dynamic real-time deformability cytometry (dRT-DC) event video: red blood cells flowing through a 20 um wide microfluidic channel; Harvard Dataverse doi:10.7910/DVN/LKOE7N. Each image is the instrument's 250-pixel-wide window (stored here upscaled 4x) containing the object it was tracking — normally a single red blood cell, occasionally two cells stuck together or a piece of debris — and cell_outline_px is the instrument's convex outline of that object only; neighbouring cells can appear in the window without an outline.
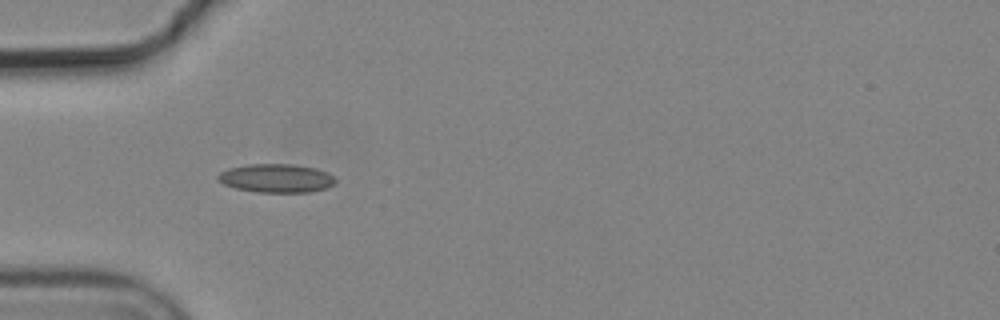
{"species": "common noctule bat (a hibernating species)", "species_latin": "Nyctalus noctula", "temperature_condition": "cold", "stored_images_in_passage": 12, "camera_frame_rate_fps": 3000, "um_per_image_px": 0.085, "animal": {"sex": "male", "body_mass_g": 19.2, "forearm_length_mm": 51.8}, "frame": {"image": 1, "passage_image": 6, "time_ms": 1.667, "image_size_px": [1000, 320], "cell_outline_px": [[336, 184], [328, 188], [308, 192], [256, 192], [236, 188], [224, 184], [216, 176], [220, 172], [228, 168], [248, 164], [292, 164], [316, 168], [328, 172], [336, 180]], "centroid_in_image_um": [23.52, 15.14], "position_along_channel_um": 61.5, "area_um2": 19.65}}
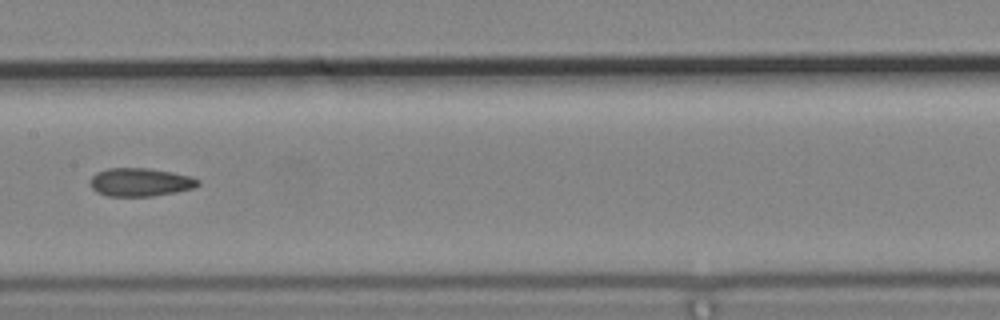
{"frame": {"image": 2, "passage_image": 9, "time_ms": 2.667, "image_size_px": [1000, 320], "cell_outline_px": [[200, 184], [192, 188], [176, 192], [152, 196], [108, 196], [96, 192], [88, 184], [88, 180], [96, 172], [108, 168], [148, 168], [172, 172], [192, 176], [200, 180]], "centroid_in_image_um": [11.89, 15.48], "position_along_channel_um": 195.5, "area_um2": 17.98}}
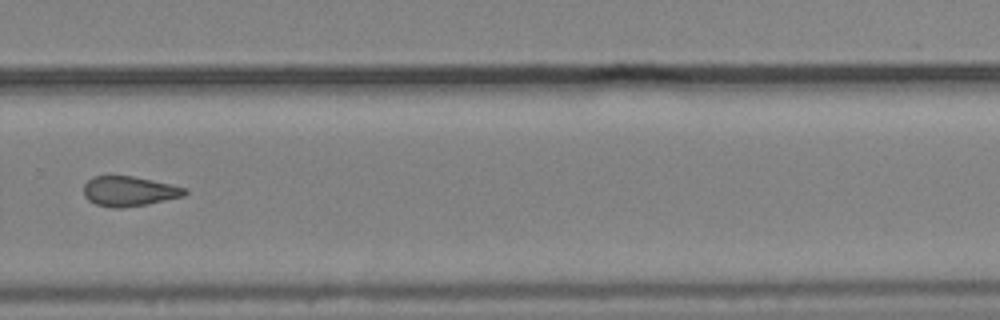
{"frame": {"image": 3, "passage_image": 12, "time_ms": 3.667, "image_size_px": [1000, 320], "cell_outline_px": [[188, 192], [184, 196], [148, 204], [120, 208], [112, 208], [96, 204], [88, 200], [84, 196], [84, 184], [92, 176], [132, 176], [172, 184], [188, 188]], "centroid_in_image_um": [10.99, 16.25], "position_along_channel_um": 318.8, "area_um2": 17.74}}